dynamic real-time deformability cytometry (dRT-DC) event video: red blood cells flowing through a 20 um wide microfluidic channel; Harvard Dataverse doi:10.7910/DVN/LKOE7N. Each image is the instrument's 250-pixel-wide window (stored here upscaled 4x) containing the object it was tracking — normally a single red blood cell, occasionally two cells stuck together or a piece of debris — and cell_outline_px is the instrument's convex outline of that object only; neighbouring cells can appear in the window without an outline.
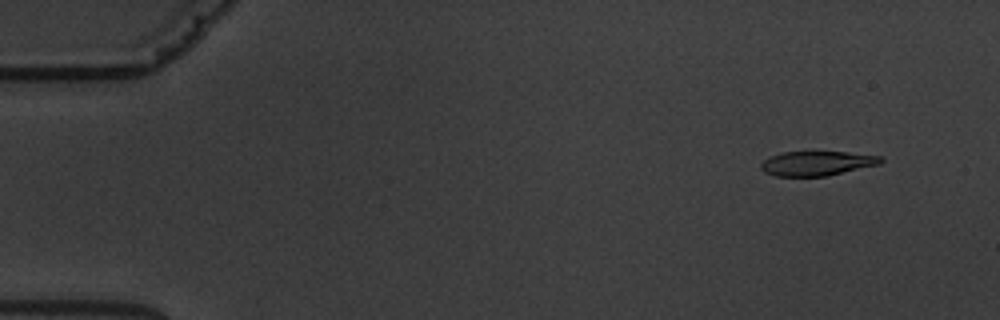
{"species": "common noctule bat (a hibernating species)", "species_latin": "Nyctalus noctula", "temperature_condition": "warm", "stored_images_in_passage": 6, "camera_frame_rate_fps": 3000, "um_per_image_px": 0.085, "animal": {"sex": "male", "body_mass_g": 19.5, "forearm_length_mm": 54.6}, "frame": {"image": 1, "passage_image": 1, "time_ms": 0.0, "image_size_px": [1000, 320], "cell_outline_px": [[884, 160], [880, 164], [828, 176], [776, 176], [764, 172], [760, 168], [760, 164], [768, 156], [784, 152], [848, 152], [884, 156]], "centroid_in_image_um": [69.46, 13.88], "position_along_channel_um": 15.5, "area_um2": 17.28}}
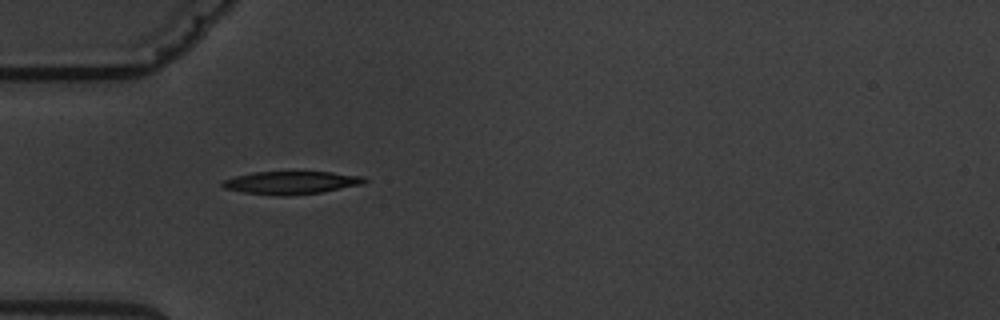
{"frame": {"image": 2, "passage_image": 4, "time_ms": 4.333, "image_size_px": [1000, 320], "cell_outline_px": [[368, 180], [364, 184], [320, 192], [284, 196], [280, 196], [244, 192], [224, 188], [220, 184], [224, 180], [236, 176], [256, 172], [332, 172], [364, 176]], "centroid_in_image_um": [24.79, 15.52], "position_along_channel_um": 60.2, "area_um2": 18.79}}
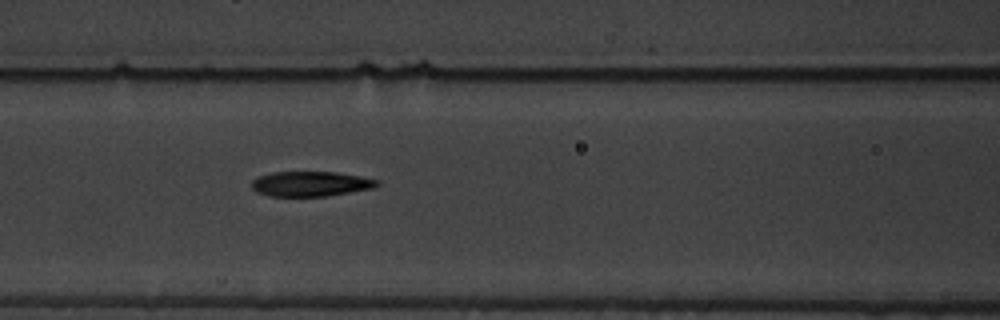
{"frame": {"image": 3, "passage_image": 6, "time_ms": 6.667, "image_size_px": [1000, 320], "cell_outline_px": [[380, 184], [376, 188], [328, 196], [268, 196], [256, 192], [252, 188], [252, 180], [256, 176], [272, 172], [336, 172], [360, 176], [380, 180]], "centroid_in_image_um": [26.42, 15.63], "position_along_channel_um": 140.2, "area_um2": 18.55}}